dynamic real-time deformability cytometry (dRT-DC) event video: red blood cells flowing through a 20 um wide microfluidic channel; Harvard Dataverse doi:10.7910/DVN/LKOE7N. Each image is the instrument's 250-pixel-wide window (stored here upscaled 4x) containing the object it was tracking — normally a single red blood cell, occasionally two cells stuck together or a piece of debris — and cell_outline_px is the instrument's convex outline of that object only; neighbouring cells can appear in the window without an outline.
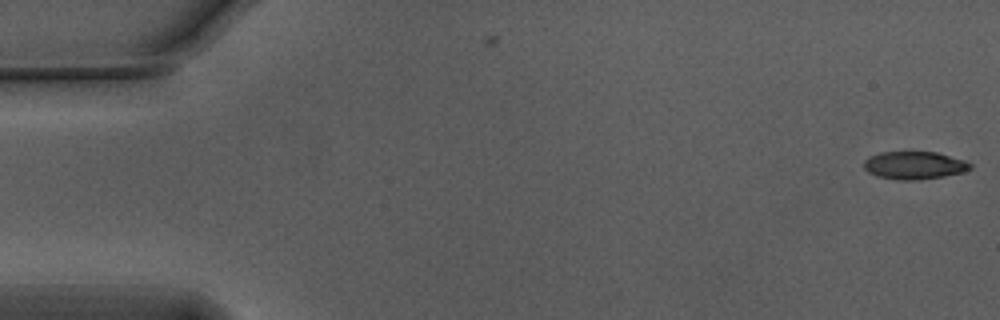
{"species": "Egyptian fruit bat (a non-hibernating species)", "species_latin": "Rousettus aegyptiacus", "temperature_condition": "warm", "stored_images_in_passage": 2, "camera_frame_rate_fps": 3000, "um_per_image_px": 0.085, "animal": {"sex": "male"}, "frame": {"image": 1, "passage_image": 2, "time_ms": 0.333, "image_size_px": [1000, 320], "cell_outline_px": [[972, 168], [964, 172], [944, 176], [916, 180], [900, 180], [876, 176], [868, 172], [864, 168], [864, 160], [868, 156], [880, 152], [936, 152], [964, 160], [972, 164]], "centroid_in_image_um": [77.7, 14.05], "position_along_channel_um": 7.3, "area_um2": 17.28}}